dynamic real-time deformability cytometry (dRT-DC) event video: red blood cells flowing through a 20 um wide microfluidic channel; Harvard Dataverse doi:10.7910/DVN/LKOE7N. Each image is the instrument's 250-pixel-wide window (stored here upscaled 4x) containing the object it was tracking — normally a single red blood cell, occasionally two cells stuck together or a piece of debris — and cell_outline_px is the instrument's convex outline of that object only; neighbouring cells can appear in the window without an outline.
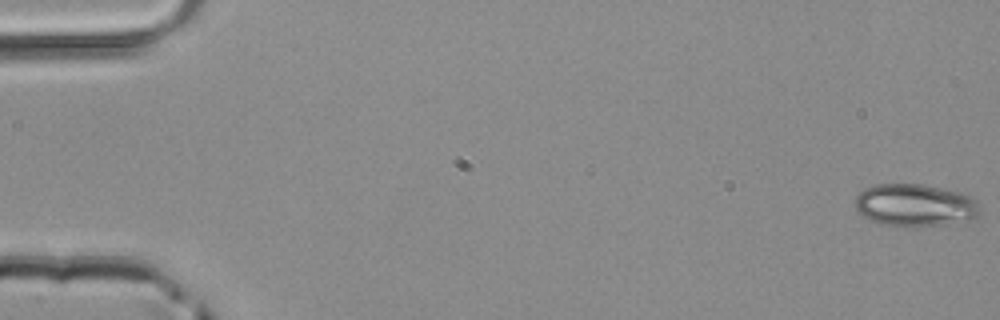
{"species": "common noctule bat (a hibernating species)", "species_latin": "Nyctalus noctula", "temperature_condition": "room temperature", "stored_images_in_passage": 50, "camera_frame_rate_fps": 3000, "um_per_image_px": 0.085, "animal": {"sex": "male", "body_mass_g": 20.4}, "frame": {"image": 1, "passage_image": 1, "time_ms": 0.0, "image_size_px": [1000, 320], "cell_outline_px": [[980, 212], [976, 216], [944, 224], [916, 228], [912, 228], [880, 224], [864, 216], [856, 208], [856, 196], [864, 188], [876, 184], [924, 184], [960, 192], [972, 196], [980, 204]], "centroid_in_image_um": [77.77, 17.44], "position_along_channel_um": 7.2, "area_um2": 30.98}}
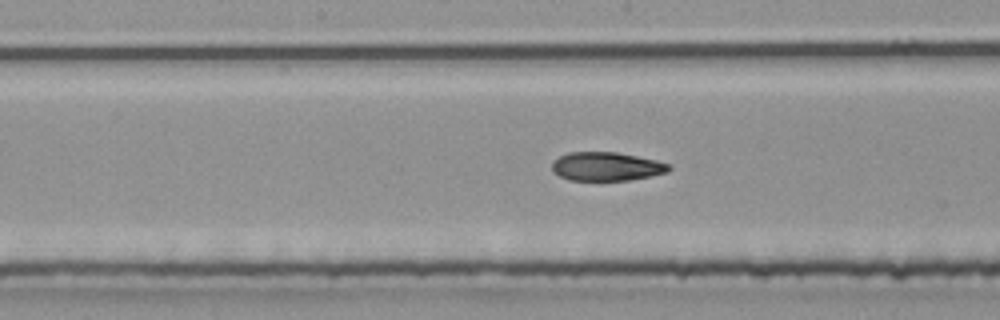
{"frame": {"image": 2, "passage_image": 26, "time_ms": 8.333, "image_size_px": [1000, 320], "cell_outline_px": [[672, 168], [668, 172], [652, 176], [628, 180], [568, 180], [552, 172], [552, 164], [560, 156], [568, 152], [616, 152], [656, 160], [668, 164]], "centroid_in_image_um": [51.55, 14.15], "position_along_channel_um": 196.6, "area_um2": 19.48}}
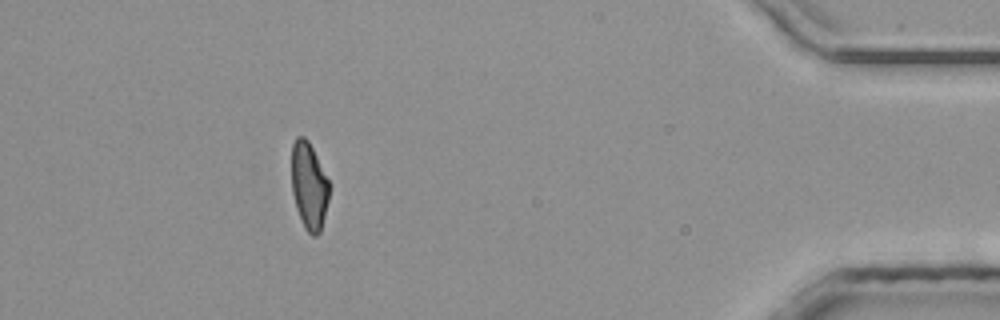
{"frame": {"image": 3, "passage_image": 45, "time_ms": 14.667, "image_size_px": [1000, 320], "cell_outline_px": [[332, 184], [320, 232], [316, 236], [312, 236], [304, 228], [296, 208], [292, 192], [292, 144], [296, 136], [304, 136], [308, 140]], "centroid_in_image_um": [26.28, 15.78], "position_along_channel_um": 408.9, "area_um2": 19.42}}